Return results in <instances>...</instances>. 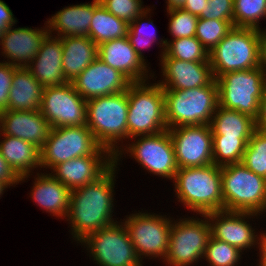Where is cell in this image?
Here are the masks:
<instances>
[{
	"label": "cell",
	"mask_w": 266,
	"mask_h": 266,
	"mask_svg": "<svg viewBox=\"0 0 266 266\" xmlns=\"http://www.w3.org/2000/svg\"><path fill=\"white\" fill-rule=\"evenodd\" d=\"M117 170L120 169L114 163L94 182L71 190L65 221L70 227L72 243L76 242L77 246L87 235L117 222L113 217Z\"/></svg>",
	"instance_id": "cell-1"
},
{
	"label": "cell",
	"mask_w": 266,
	"mask_h": 266,
	"mask_svg": "<svg viewBox=\"0 0 266 266\" xmlns=\"http://www.w3.org/2000/svg\"><path fill=\"white\" fill-rule=\"evenodd\" d=\"M171 182L175 199L189 213L205 215L223 210L221 166L180 168Z\"/></svg>",
	"instance_id": "cell-2"
},
{
	"label": "cell",
	"mask_w": 266,
	"mask_h": 266,
	"mask_svg": "<svg viewBox=\"0 0 266 266\" xmlns=\"http://www.w3.org/2000/svg\"><path fill=\"white\" fill-rule=\"evenodd\" d=\"M127 114V90L87 100L86 125L113 155L127 143Z\"/></svg>",
	"instance_id": "cell-3"
},
{
	"label": "cell",
	"mask_w": 266,
	"mask_h": 266,
	"mask_svg": "<svg viewBox=\"0 0 266 266\" xmlns=\"http://www.w3.org/2000/svg\"><path fill=\"white\" fill-rule=\"evenodd\" d=\"M132 82L127 88V141L167 129L163 88L155 81Z\"/></svg>",
	"instance_id": "cell-4"
},
{
	"label": "cell",
	"mask_w": 266,
	"mask_h": 266,
	"mask_svg": "<svg viewBox=\"0 0 266 266\" xmlns=\"http://www.w3.org/2000/svg\"><path fill=\"white\" fill-rule=\"evenodd\" d=\"M223 210L266 213V179L250 171L244 164L221 167Z\"/></svg>",
	"instance_id": "cell-5"
},
{
	"label": "cell",
	"mask_w": 266,
	"mask_h": 266,
	"mask_svg": "<svg viewBox=\"0 0 266 266\" xmlns=\"http://www.w3.org/2000/svg\"><path fill=\"white\" fill-rule=\"evenodd\" d=\"M263 31L256 28L234 27L209 52L214 78L227 72L259 67Z\"/></svg>",
	"instance_id": "cell-6"
},
{
	"label": "cell",
	"mask_w": 266,
	"mask_h": 266,
	"mask_svg": "<svg viewBox=\"0 0 266 266\" xmlns=\"http://www.w3.org/2000/svg\"><path fill=\"white\" fill-rule=\"evenodd\" d=\"M167 129L211 123L218 106L216 80L203 87L164 90Z\"/></svg>",
	"instance_id": "cell-7"
},
{
	"label": "cell",
	"mask_w": 266,
	"mask_h": 266,
	"mask_svg": "<svg viewBox=\"0 0 266 266\" xmlns=\"http://www.w3.org/2000/svg\"><path fill=\"white\" fill-rule=\"evenodd\" d=\"M129 140L114 155L116 166H120L123 157L129 156L148 174L173 180L178 166L168 129L153 135L135 136Z\"/></svg>",
	"instance_id": "cell-8"
},
{
	"label": "cell",
	"mask_w": 266,
	"mask_h": 266,
	"mask_svg": "<svg viewBox=\"0 0 266 266\" xmlns=\"http://www.w3.org/2000/svg\"><path fill=\"white\" fill-rule=\"evenodd\" d=\"M210 238L211 227L206 215L177 216L176 220L173 218L169 247L163 264L197 266L200 260L203 261Z\"/></svg>",
	"instance_id": "cell-9"
},
{
	"label": "cell",
	"mask_w": 266,
	"mask_h": 266,
	"mask_svg": "<svg viewBox=\"0 0 266 266\" xmlns=\"http://www.w3.org/2000/svg\"><path fill=\"white\" fill-rule=\"evenodd\" d=\"M132 211L124 216L123 224L126 226L136 254L143 262L153 259L163 262L169 247L170 230L173 217L164 213H152L147 210ZM161 214V215H160Z\"/></svg>",
	"instance_id": "cell-10"
},
{
	"label": "cell",
	"mask_w": 266,
	"mask_h": 266,
	"mask_svg": "<svg viewBox=\"0 0 266 266\" xmlns=\"http://www.w3.org/2000/svg\"><path fill=\"white\" fill-rule=\"evenodd\" d=\"M218 105L257 118L260 100L266 90V76L261 67L227 72L215 78Z\"/></svg>",
	"instance_id": "cell-11"
},
{
	"label": "cell",
	"mask_w": 266,
	"mask_h": 266,
	"mask_svg": "<svg viewBox=\"0 0 266 266\" xmlns=\"http://www.w3.org/2000/svg\"><path fill=\"white\" fill-rule=\"evenodd\" d=\"M92 154L112 153L97 142L87 125L51 128L40 149L41 170L49 172L59 163Z\"/></svg>",
	"instance_id": "cell-12"
},
{
	"label": "cell",
	"mask_w": 266,
	"mask_h": 266,
	"mask_svg": "<svg viewBox=\"0 0 266 266\" xmlns=\"http://www.w3.org/2000/svg\"><path fill=\"white\" fill-rule=\"evenodd\" d=\"M78 244L84 245L97 266H144L121 219L87 235Z\"/></svg>",
	"instance_id": "cell-13"
},
{
	"label": "cell",
	"mask_w": 266,
	"mask_h": 266,
	"mask_svg": "<svg viewBox=\"0 0 266 266\" xmlns=\"http://www.w3.org/2000/svg\"><path fill=\"white\" fill-rule=\"evenodd\" d=\"M40 111L51 128L83 126L87 122V101L72 82L44 87Z\"/></svg>",
	"instance_id": "cell-14"
},
{
	"label": "cell",
	"mask_w": 266,
	"mask_h": 266,
	"mask_svg": "<svg viewBox=\"0 0 266 266\" xmlns=\"http://www.w3.org/2000/svg\"><path fill=\"white\" fill-rule=\"evenodd\" d=\"M211 227V236L236 247L242 253L258 251L261 237L266 230L257 232L251 221L260 220L262 215L249 212L215 211L205 214ZM250 220V221H249ZM257 249H256V248ZM255 248V249H254ZM248 249V250H247Z\"/></svg>",
	"instance_id": "cell-15"
},
{
	"label": "cell",
	"mask_w": 266,
	"mask_h": 266,
	"mask_svg": "<svg viewBox=\"0 0 266 266\" xmlns=\"http://www.w3.org/2000/svg\"><path fill=\"white\" fill-rule=\"evenodd\" d=\"M168 131L178 169L213 164L212 129L209 124L173 127Z\"/></svg>",
	"instance_id": "cell-16"
},
{
	"label": "cell",
	"mask_w": 266,
	"mask_h": 266,
	"mask_svg": "<svg viewBox=\"0 0 266 266\" xmlns=\"http://www.w3.org/2000/svg\"><path fill=\"white\" fill-rule=\"evenodd\" d=\"M8 27L0 33V55L2 61L16 67H26L37 55L45 37L49 34L46 21L38 27Z\"/></svg>",
	"instance_id": "cell-17"
},
{
	"label": "cell",
	"mask_w": 266,
	"mask_h": 266,
	"mask_svg": "<svg viewBox=\"0 0 266 266\" xmlns=\"http://www.w3.org/2000/svg\"><path fill=\"white\" fill-rule=\"evenodd\" d=\"M132 82L119 70L97 58L73 81L75 90L87 101L127 90Z\"/></svg>",
	"instance_id": "cell-18"
},
{
	"label": "cell",
	"mask_w": 266,
	"mask_h": 266,
	"mask_svg": "<svg viewBox=\"0 0 266 266\" xmlns=\"http://www.w3.org/2000/svg\"><path fill=\"white\" fill-rule=\"evenodd\" d=\"M98 58L119 70L131 82H144L151 79L155 81L158 77H155L156 73L150 70L148 60L142 59L134 50L127 36L99 44Z\"/></svg>",
	"instance_id": "cell-19"
},
{
	"label": "cell",
	"mask_w": 266,
	"mask_h": 266,
	"mask_svg": "<svg viewBox=\"0 0 266 266\" xmlns=\"http://www.w3.org/2000/svg\"><path fill=\"white\" fill-rule=\"evenodd\" d=\"M160 80L156 82L163 90H183L211 84L215 78L210 61L188 62L174 58H161ZM162 79V80H161Z\"/></svg>",
	"instance_id": "cell-20"
},
{
	"label": "cell",
	"mask_w": 266,
	"mask_h": 266,
	"mask_svg": "<svg viewBox=\"0 0 266 266\" xmlns=\"http://www.w3.org/2000/svg\"><path fill=\"white\" fill-rule=\"evenodd\" d=\"M113 164V154H92L59 163L50 170V174L73 190L94 182Z\"/></svg>",
	"instance_id": "cell-21"
},
{
	"label": "cell",
	"mask_w": 266,
	"mask_h": 266,
	"mask_svg": "<svg viewBox=\"0 0 266 266\" xmlns=\"http://www.w3.org/2000/svg\"><path fill=\"white\" fill-rule=\"evenodd\" d=\"M51 125L41 111L4 110L0 112V133L26 140L39 149L46 142Z\"/></svg>",
	"instance_id": "cell-22"
},
{
	"label": "cell",
	"mask_w": 266,
	"mask_h": 266,
	"mask_svg": "<svg viewBox=\"0 0 266 266\" xmlns=\"http://www.w3.org/2000/svg\"><path fill=\"white\" fill-rule=\"evenodd\" d=\"M38 171L33 175L29 197L42 211L56 219H66L69 211L71 190L54 178L50 172Z\"/></svg>",
	"instance_id": "cell-23"
},
{
	"label": "cell",
	"mask_w": 266,
	"mask_h": 266,
	"mask_svg": "<svg viewBox=\"0 0 266 266\" xmlns=\"http://www.w3.org/2000/svg\"><path fill=\"white\" fill-rule=\"evenodd\" d=\"M62 57L61 39L48 34L26 68L43 87L66 84L68 81L63 73Z\"/></svg>",
	"instance_id": "cell-24"
},
{
	"label": "cell",
	"mask_w": 266,
	"mask_h": 266,
	"mask_svg": "<svg viewBox=\"0 0 266 266\" xmlns=\"http://www.w3.org/2000/svg\"><path fill=\"white\" fill-rule=\"evenodd\" d=\"M99 4V0H92L90 3L63 7L62 10L60 9L57 13L51 15V18L46 19L49 34L59 38L88 36L94 9Z\"/></svg>",
	"instance_id": "cell-25"
},
{
	"label": "cell",
	"mask_w": 266,
	"mask_h": 266,
	"mask_svg": "<svg viewBox=\"0 0 266 266\" xmlns=\"http://www.w3.org/2000/svg\"><path fill=\"white\" fill-rule=\"evenodd\" d=\"M0 139V152L20 177V184L27 182L32 174L37 173L39 169L41 171L40 149L38 147L26 140L1 133ZM34 170L36 171L34 172Z\"/></svg>",
	"instance_id": "cell-26"
},
{
	"label": "cell",
	"mask_w": 266,
	"mask_h": 266,
	"mask_svg": "<svg viewBox=\"0 0 266 266\" xmlns=\"http://www.w3.org/2000/svg\"><path fill=\"white\" fill-rule=\"evenodd\" d=\"M62 67L68 82H72L87 66L98 58V45L88 36L61 37Z\"/></svg>",
	"instance_id": "cell-27"
},
{
	"label": "cell",
	"mask_w": 266,
	"mask_h": 266,
	"mask_svg": "<svg viewBox=\"0 0 266 266\" xmlns=\"http://www.w3.org/2000/svg\"><path fill=\"white\" fill-rule=\"evenodd\" d=\"M44 87L26 67L14 69L7 110L40 111Z\"/></svg>",
	"instance_id": "cell-28"
},
{
	"label": "cell",
	"mask_w": 266,
	"mask_h": 266,
	"mask_svg": "<svg viewBox=\"0 0 266 266\" xmlns=\"http://www.w3.org/2000/svg\"><path fill=\"white\" fill-rule=\"evenodd\" d=\"M210 126L212 138H251L256 130V120L245 113L218 105Z\"/></svg>",
	"instance_id": "cell-29"
},
{
	"label": "cell",
	"mask_w": 266,
	"mask_h": 266,
	"mask_svg": "<svg viewBox=\"0 0 266 266\" xmlns=\"http://www.w3.org/2000/svg\"><path fill=\"white\" fill-rule=\"evenodd\" d=\"M152 8H147L141 15H139L133 22L129 23V29L127 33V38L134 48V50L141 56L142 59H145L144 52L146 49L149 50L152 45L157 44L161 50L158 56L159 61H161L162 55L167 46L166 39L160 38L157 36V29L154 26L151 12ZM151 26V28H150ZM151 30H148V29ZM154 29V30H153ZM152 31V32H151ZM154 43V44H153ZM145 49V50H144Z\"/></svg>",
	"instance_id": "cell-30"
},
{
	"label": "cell",
	"mask_w": 266,
	"mask_h": 266,
	"mask_svg": "<svg viewBox=\"0 0 266 266\" xmlns=\"http://www.w3.org/2000/svg\"><path fill=\"white\" fill-rule=\"evenodd\" d=\"M129 24L111 14L101 4L94 9L88 37L97 45L127 36Z\"/></svg>",
	"instance_id": "cell-31"
},
{
	"label": "cell",
	"mask_w": 266,
	"mask_h": 266,
	"mask_svg": "<svg viewBox=\"0 0 266 266\" xmlns=\"http://www.w3.org/2000/svg\"><path fill=\"white\" fill-rule=\"evenodd\" d=\"M166 39L167 46L162 58H174L188 62H207L209 52L194 37Z\"/></svg>",
	"instance_id": "cell-32"
},
{
	"label": "cell",
	"mask_w": 266,
	"mask_h": 266,
	"mask_svg": "<svg viewBox=\"0 0 266 266\" xmlns=\"http://www.w3.org/2000/svg\"><path fill=\"white\" fill-rule=\"evenodd\" d=\"M266 0H234L233 26L261 29L266 20Z\"/></svg>",
	"instance_id": "cell-33"
},
{
	"label": "cell",
	"mask_w": 266,
	"mask_h": 266,
	"mask_svg": "<svg viewBox=\"0 0 266 266\" xmlns=\"http://www.w3.org/2000/svg\"><path fill=\"white\" fill-rule=\"evenodd\" d=\"M250 138H212L213 164L225 166L241 163Z\"/></svg>",
	"instance_id": "cell-34"
},
{
	"label": "cell",
	"mask_w": 266,
	"mask_h": 266,
	"mask_svg": "<svg viewBox=\"0 0 266 266\" xmlns=\"http://www.w3.org/2000/svg\"><path fill=\"white\" fill-rule=\"evenodd\" d=\"M241 163L266 179V133L255 130L246 145Z\"/></svg>",
	"instance_id": "cell-35"
},
{
	"label": "cell",
	"mask_w": 266,
	"mask_h": 266,
	"mask_svg": "<svg viewBox=\"0 0 266 266\" xmlns=\"http://www.w3.org/2000/svg\"><path fill=\"white\" fill-rule=\"evenodd\" d=\"M242 254L236 247L211 236L203 260L208 266H239Z\"/></svg>",
	"instance_id": "cell-36"
},
{
	"label": "cell",
	"mask_w": 266,
	"mask_h": 266,
	"mask_svg": "<svg viewBox=\"0 0 266 266\" xmlns=\"http://www.w3.org/2000/svg\"><path fill=\"white\" fill-rule=\"evenodd\" d=\"M233 28L229 21L199 18L195 37L210 52Z\"/></svg>",
	"instance_id": "cell-37"
},
{
	"label": "cell",
	"mask_w": 266,
	"mask_h": 266,
	"mask_svg": "<svg viewBox=\"0 0 266 266\" xmlns=\"http://www.w3.org/2000/svg\"><path fill=\"white\" fill-rule=\"evenodd\" d=\"M169 17L168 33L172 39L194 37L198 17L183 9L166 10Z\"/></svg>",
	"instance_id": "cell-38"
},
{
	"label": "cell",
	"mask_w": 266,
	"mask_h": 266,
	"mask_svg": "<svg viewBox=\"0 0 266 266\" xmlns=\"http://www.w3.org/2000/svg\"><path fill=\"white\" fill-rule=\"evenodd\" d=\"M100 4L111 14L119 19L126 21L128 24L133 22L147 8L141 0H99Z\"/></svg>",
	"instance_id": "cell-39"
},
{
	"label": "cell",
	"mask_w": 266,
	"mask_h": 266,
	"mask_svg": "<svg viewBox=\"0 0 266 266\" xmlns=\"http://www.w3.org/2000/svg\"><path fill=\"white\" fill-rule=\"evenodd\" d=\"M204 12L198 17L209 20H225L233 25L234 0H207Z\"/></svg>",
	"instance_id": "cell-40"
},
{
	"label": "cell",
	"mask_w": 266,
	"mask_h": 266,
	"mask_svg": "<svg viewBox=\"0 0 266 266\" xmlns=\"http://www.w3.org/2000/svg\"><path fill=\"white\" fill-rule=\"evenodd\" d=\"M16 66L0 61V112L7 110L9 91Z\"/></svg>",
	"instance_id": "cell-41"
},
{
	"label": "cell",
	"mask_w": 266,
	"mask_h": 266,
	"mask_svg": "<svg viewBox=\"0 0 266 266\" xmlns=\"http://www.w3.org/2000/svg\"><path fill=\"white\" fill-rule=\"evenodd\" d=\"M0 181L13 188L19 185L20 177L10 167L8 162L3 158L0 152Z\"/></svg>",
	"instance_id": "cell-42"
},
{
	"label": "cell",
	"mask_w": 266,
	"mask_h": 266,
	"mask_svg": "<svg viewBox=\"0 0 266 266\" xmlns=\"http://www.w3.org/2000/svg\"><path fill=\"white\" fill-rule=\"evenodd\" d=\"M17 19L10 7L3 0H0V33L5 31L8 27L15 25Z\"/></svg>",
	"instance_id": "cell-43"
},
{
	"label": "cell",
	"mask_w": 266,
	"mask_h": 266,
	"mask_svg": "<svg viewBox=\"0 0 266 266\" xmlns=\"http://www.w3.org/2000/svg\"><path fill=\"white\" fill-rule=\"evenodd\" d=\"M207 4V0H186L181 9L199 17L204 12Z\"/></svg>",
	"instance_id": "cell-44"
},
{
	"label": "cell",
	"mask_w": 266,
	"mask_h": 266,
	"mask_svg": "<svg viewBox=\"0 0 266 266\" xmlns=\"http://www.w3.org/2000/svg\"><path fill=\"white\" fill-rule=\"evenodd\" d=\"M256 120V130L266 133V90L260 100V109Z\"/></svg>",
	"instance_id": "cell-45"
},
{
	"label": "cell",
	"mask_w": 266,
	"mask_h": 266,
	"mask_svg": "<svg viewBox=\"0 0 266 266\" xmlns=\"http://www.w3.org/2000/svg\"><path fill=\"white\" fill-rule=\"evenodd\" d=\"M258 252L256 254L257 257H259L258 260H256L258 263H256V266H266V232L265 234L261 237L259 247H258Z\"/></svg>",
	"instance_id": "cell-46"
},
{
	"label": "cell",
	"mask_w": 266,
	"mask_h": 266,
	"mask_svg": "<svg viewBox=\"0 0 266 266\" xmlns=\"http://www.w3.org/2000/svg\"><path fill=\"white\" fill-rule=\"evenodd\" d=\"M260 67L266 76V31L262 32L260 44Z\"/></svg>",
	"instance_id": "cell-47"
},
{
	"label": "cell",
	"mask_w": 266,
	"mask_h": 266,
	"mask_svg": "<svg viewBox=\"0 0 266 266\" xmlns=\"http://www.w3.org/2000/svg\"><path fill=\"white\" fill-rule=\"evenodd\" d=\"M166 2V10L171 9H180L185 4L186 0H165Z\"/></svg>",
	"instance_id": "cell-48"
},
{
	"label": "cell",
	"mask_w": 266,
	"mask_h": 266,
	"mask_svg": "<svg viewBox=\"0 0 266 266\" xmlns=\"http://www.w3.org/2000/svg\"><path fill=\"white\" fill-rule=\"evenodd\" d=\"M10 188L6 183L0 181V199L3 197V194L6 192V189Z\"/></svg>",
	"instance_id": "cell-49"
}]
</instances>
